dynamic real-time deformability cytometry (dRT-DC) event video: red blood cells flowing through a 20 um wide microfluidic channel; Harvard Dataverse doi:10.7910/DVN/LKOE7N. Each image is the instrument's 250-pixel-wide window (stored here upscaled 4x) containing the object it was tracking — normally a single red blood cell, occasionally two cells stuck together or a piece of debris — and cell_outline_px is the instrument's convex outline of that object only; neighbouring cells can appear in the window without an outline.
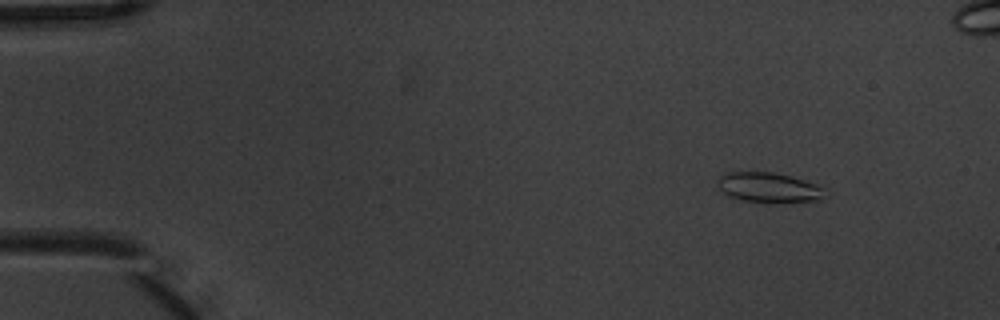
{"species": "common noctule bat (a hibernating species)", "species_latin": "Nyctalus noctula", "temperature_condition": "warm", "stored_images_in_passage": 5, "camera_frame_rate_fps": 3000, "um_per_image_px": 0.085, "animal": {"sex": "male", "body_mass_g": 20.1, "forearm_length_mm": 53.5}, "frame": {"image": 1, "passage_image": 2, "time_ms": 0.333, "image_size_px": [1000, 320], "cell_outline_px": [[820, 200], [780, 204], [776, 204], [740, 200], [728, 196], [720, 188], [720, 176], [728, 172], [772, 172], [792, 176], [816, 184], [820, 188]], "centroid_in_image_um": [65.32, 15.96], "position_along_channel_um": 19.7, "area_um2": 18.61}}